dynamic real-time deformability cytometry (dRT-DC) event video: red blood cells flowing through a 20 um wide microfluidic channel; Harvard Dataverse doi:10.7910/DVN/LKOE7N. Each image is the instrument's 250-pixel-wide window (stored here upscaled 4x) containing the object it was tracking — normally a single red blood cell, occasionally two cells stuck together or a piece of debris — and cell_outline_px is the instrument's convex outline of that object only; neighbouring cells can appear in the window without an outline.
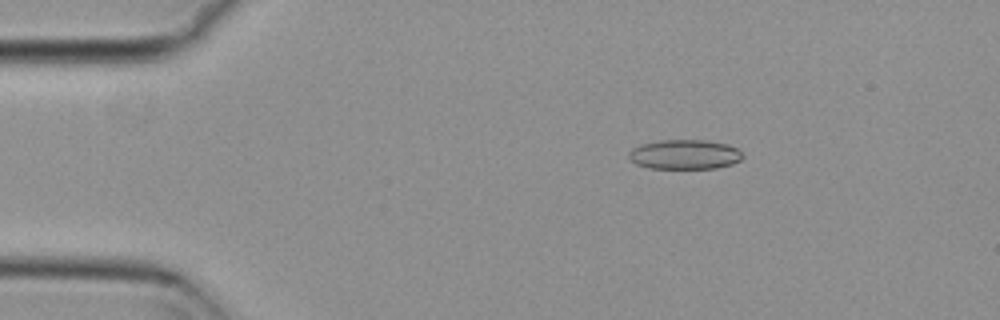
{"species": "common noctule bat (a hibernating species)", "species_latin": "Nyctalus noctula", "temperature_condition": "cold", "stored_images_in_passage": 26, "camera_frame_rate_fps": 3000, "um_per_image_px": 0.085, "animal": {"sex": "female", "body_mass_g": 29.2, "forearm_length_mm": 56.3}, "frame": {"image": 1, "passage_image": 10, "time_ms": 3.0, "image_size_px": [1000, 320], "cell_outline_px": [[744, 156], [740, 160], [732, 164], [716, 168], [648, 168], [636, 164], [628, 156], [628, 152], [632, 148], [640, 144], [660, 140], [704, 140], [728, 144], [736, 148]], "centroid_in_image_um": [58.18, 13.12], "position_along_channel_um": 26.8, "area_um2": 19.65}}